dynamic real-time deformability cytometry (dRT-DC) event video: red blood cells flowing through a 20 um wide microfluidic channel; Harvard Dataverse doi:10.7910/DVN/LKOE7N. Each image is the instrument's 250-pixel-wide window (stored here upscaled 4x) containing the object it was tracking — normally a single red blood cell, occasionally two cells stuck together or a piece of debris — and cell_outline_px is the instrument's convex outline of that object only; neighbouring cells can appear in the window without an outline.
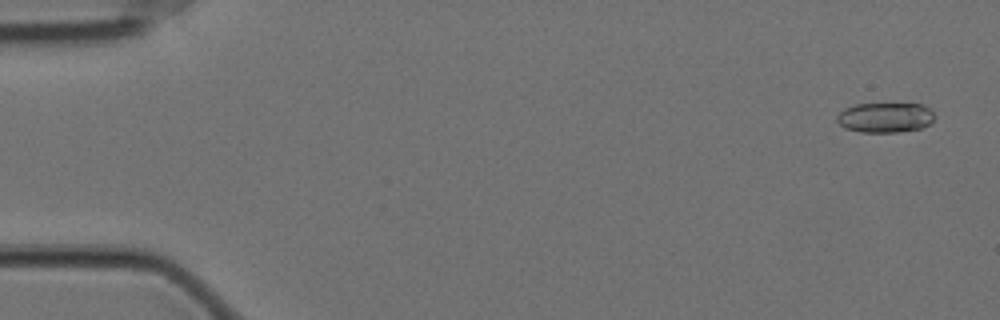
{"species": "Egyptian fruit bat (a non-hibernating species)", "species_latin": "Rousettus aegyptiacus", "temperature_condition": "cold", "stored_images_in_passage": 58, "camera_frame_rate_fps": 3000, "um_per_image_px": 0.085, "animal": {"sex": "female"}, "frame": {"image": 1, "passage_image": 2, "time_ms": 0.333, "image_size_px": [1000, 320], "cell_outline_px": [[936, 116], [928, 124], [920, 128], [896, 132], [860, 132], [844, 128], [836, 120], [836, 116], [844, 108], [856, 104], [920, 104], [932, 108]], "centroid_in_image_um": [75.24, 9.98], "position_along_channel_um": 9.8, "area_um2": 17.11}}
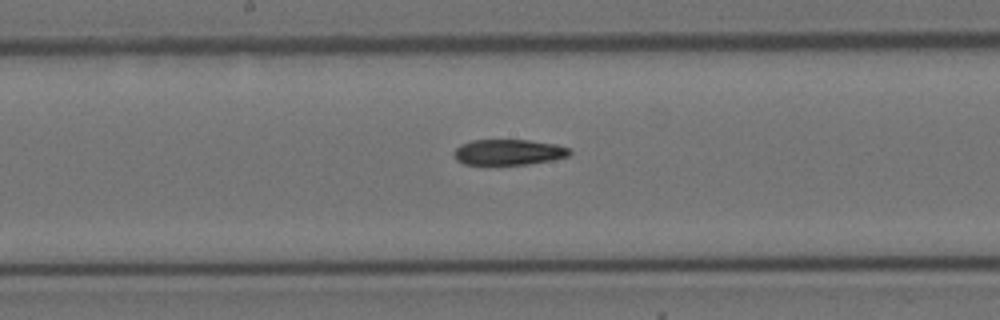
{"frame": {"image": 2, "passage_image": 30, "time_ms": 9.667, "image_size_px": [1000, 320], "cell_outline_px": [[572, 152], [568, 156], [552, 160], [528, 164], [464, 164], [456, 160], [452, 156], [452, 152], [460, 144], [472, 140], [528, 140], [556, 144], [568, 148]], "centroid_in_image_um": [43.19, 12.93], "position_along_channel_um": 205.0, "area_um2": 17.34}}
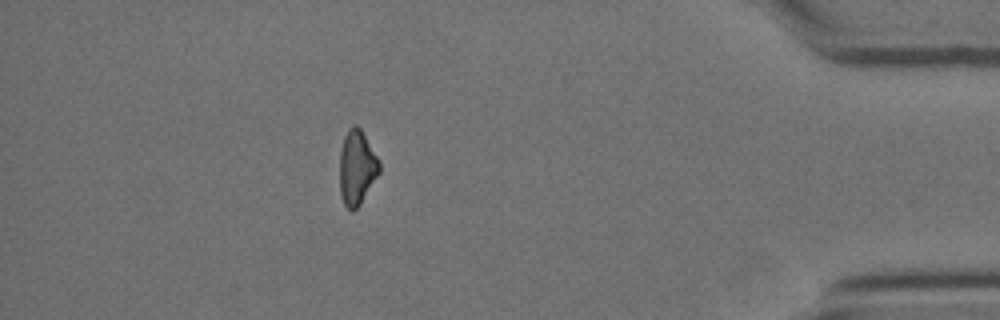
{"frame": {"image": 3, "passage_image": 51, "time_ms": 16.667, "image_size_px": [1000, 320], "cell_outline_px": [[380, 172], [360, 204], [352, 212], [344, 204], [340, 196], [340, 152], [344, 136], [348, 128], [352, 124], [356, 124], [360, 128], [380, 160]], "centroid_in_image_um": [30.33, 14.22], "position_along_channel_um": 404.9, "area_um2": 17.34}}